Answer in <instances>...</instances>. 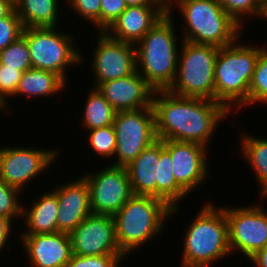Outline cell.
Masks as SVG:
<instances>
[{"label":"cell","mask_w":267,"mask_h":267,"mask_svg":"<svg viewBox=\"0 0 267 267\" xmlns=\"http://www.w3.org/2000/svg\"><path fill=\"white\" fill-rule=\"evenodd\" d=\"M157 139L194 142L208 148L211 136L230 112L219 102L197 97H180L168 90L154 92Z\"/></svg>","instance_id":"cell-1"},{"label":"cell","mask_w":267,"mask_h":267,"mask_svg":"<svg viewBox=\"0 0 267 267\" xmlns=\"http://www.w3.org/2000/svg\"><path fill=\"white\" fill-rule=\"evenodd\" d=\"M172 16L162 17L135 46L137 72L155 91L168 90L177 73L180 49Z\"/></svg>","instance_id":"cell-2"},{"label":"cell","mask_w":267,"mask_h":267,"mask_svg":"<svg viewBox=\"0 0 267 267\" xmlns=\"http://www.w3.org/2000/svg\"><path fill=\"white\" fill-rule=\"evenodd\" d=\"M238 41L219 48L215 64L214 101L229 112L234 107L249 105V86L264 48L238 44Z\"/></svg>","instance_id":"cell-3"},{"label":"cell","mask_w":267,"mask_h":267,"mask_svg":"<svg viewBox=\"0 0 267 267\" xmlns=\"http://www.w3.org/2000/svg\"><path fill=\"white\" fill-rule=\"evenodd\" d=\"M216 207L206 202L186 228L181 267H209L231 254L225 210Z\"/></svg>","instance_id":"cell-4"},{"label":"cell","mask_w":267,"mask_h":267,"mask_svg":"<svg viewBox=\"0 0 267 267\" xmlns=\"http://www.w3.org/2000/svg\"><path fill=\"white\" fill-rule=\"evenodd\" d=\"M172 208L153 196L132 195L113 216L116 240L120 251L128 257L133 250L151 241L163 230L170 219Z\"/></svg>","instance_id":"cell-5"},{"label":"cell","mask_w":267,"mask_h":267,"mask_svg":"<svg viewBox=\"0 0 267 267\" xmlns=\"http://www.w3.org/2000/svg\"><path fill=\"white\" fill-rule=\"evenodd\" d=\"M175 3L185 20L183 40L221 48L240 39L243 28L217 0H176Z\"/></svg>","instance_id":"cell-6"},{"label":"cell","mask_w":267,"mask_h":267,"mask_svg":"<svg viewBox=\"0 0 267 267\" xmlns=\"http://www.w3.org/2000/svg\"><path fill=\"white\" fill-rule=\"evenodd\" d=\"M177 73L168 91L180 97L214 101L215 64L219 48L183 40Z\"/></svg>","instance_id":"cell-7"},{"label":"cell","mask_w":267,"mask_h":267,"mask_svg":"<svg viewBox=\"0 0 267 267\" xmlns=\"http://www.w3.org/2000/svg\"><path fill=\"white\" fill-rule=\"evenodd\" d=\"M22 36L29 48L32 67L54 72L65 82L68 81L66 67L84 62L70 33L59 32L55 27H25Z\"/></svg>","instance_id":"cell-8"},{"label":"cell","mask_w":267,"mask_h":267,"mask_svg":"<svg viewBox=\"0 0 267 267\" xmlns=\"http://www.w3.org/2000/svg\"><path fill=\"white\" fill-rule=\"evenodd\" d=\"M113 126L117 161L112 162V166L126 167L157 140L153 107L116 112Z\"/></svg>","instance_id":"cell-9"},{"label":"cell","mask_w":267,"mask_h":267,"mask_svg":"<svg viewBox=\"0 0 267 267\" xmlns=\"http://www.w3.org/2000/svg\"><path fill=\"white\" fill-rule=\"evenodd\" d=\"M256 205L223 207L230 251L234 253L238 250L247 258L267 246V211Z\"/></svg>","instance_id":"cell-10"},{"label":"cell","mask_w":267,"mask_h":267,"mask_svg":"<svg viewBox=\"0 0 267 267\" xmlns=\"http://www.w3.org/2000/svg\"><path fill=\"white\" fill-rule=\"evenodd\" d=\"M89 173L83 178L90 189L92 213L114 216L133 195L126 168L110 165Z\"/></svg>","instance_id":"cell-11"},{"label":"cell","mask_w":267,"mask_h":267,"mask_svg":"<svg viewBox=\"0 0 267 267\" xmlns=\"http://www.w3.org/2000/svg\"><path fill=\"white\" fill-rule=\"evenodd\" d=\"M58 150L24 147L0 148V179L8 185L23 190L44 170L56 162Z\"/></svg>","instance_id":"cell-12"},{"label":"cell","mask_w":267,"mask_h":267,"mask_svg":"<svg viewBox=\"0 0 267 267\" xmlns=\"http://www.w3.org/2000/svg\"><path fill=\"white\" fill-rule=\"evenodd\" d=\"M98 33L97 46L93 49L94 60L91 59L95 88L101 83L126 77L137 70L134 44L115 40L106 32Z\"/></svg>","instance_id":"cell-13"},{"label":"cell","mask_w":267,"mask_h":267,"mask_svg":"<svg viewBox=\"0 0 267 267\" xmlns=\"http://www.w3.org/2000/svg\"><path fill=\"white\" fill-rule=\"evenodd\" d=\"M72 253L78 256L123 254L111 215L90 214L71 233Z\"/></svg>","instance_id":"cell-14"},{"label":"cell","mask_w":267,"mask_h":267,"mask_svg":"<svg viewBox=\"0 0 267 267\" xmlns=\"http://www.w3.org/2000/svg\"><path fill=\"white\" fill-rule=\"evenodd\" d=\"M163 144L171 156L176 183L187 194L203 185L209 176L208 148L194 142L175 140H163Z\"/></svg>","instance_id":"cell-15"},{"label":"cell","mask_w":267,"mask_h":267,"mask_svg":"<svg viewBox=\"0 0 267 267\" xmlns=\"http://www.w3.org/2000/svg\"><path fill=\"white\" fill-rule=\"evenodd\" d=\"M97 89L116 112L152 107L155 90L137 72L101 83Z\"/></svg>","instance_id":"cell-16"},{"label":"cell","mask_w":267,"mask_h":267,"mask_svg":"<svg viewBox=\"0 0 267 267\" xmlns=\"http://www.w3.org/2000/svg\"><path fill=\"white\" fill-rule=\"evenodd\" d=\"M53 192L57 195L58 200V232L70 234L92 214L88 184L81 176L71 183L57 185Z\"/></svg>","instance_id":"cell-17"},{"label":"cell","mask_w":267,"mask_h":267,"mask_svg":"<svg viewBox=\"0 0 267 267\" xmlns=\"http://www.w3.org/2000/svg\"><path fill=\"white\" fill-rule=\"evenodd\" d=\"M20 238L33 267H65L73 255L67 233L22 234Z\"/></svg>","instance_id":"cell-18"},{"label":"cell","mask_w":267,"mask_h":267,"mask_svg":"<svg viewBox=\"0 0 267 267\" xmlns=\"http://www.w3.org/2000/svg\"><path fill=\"white\" fill-rule=\"evenodd\" d=\"M166 14L158 5L128 6L106 33L115 40L136 45Z\"/></svg>","instance_id":"cell-19"},{"label":"cell","mask_w":267,"mask_h":267,"mask_svg":"<svg viewBox=\"0 0 267 267\" xmlns=\"http://www.w3.org/2000/svg\"><path fill=\"white\" fill-rule=\"evenodd\" d=\"M159 160L160 139H157L125 167L133 195L156 197V182H160Z\"/></svg>","instance_id":"cell-20"},{"label":"cell","mask_w":267,"mask_h":267,"mask_svg":"<svg viewBox=\"0 0 267 267\" xmlns=\"http://www.w3.org/2000/svg\"><path fill=\"white\" fill-rule=\"evenodd\" d=\"M23 207L22 216L26 230L22 234H49L58 232L57 195L53 191H47L36 200H32L31 208Z\"/></svg>","instance_id":"cell-21"},{"label":"cell","mask_w":267,"mask_h":267,"mask_svg":"<svg viewBox=\"0 0 267 267\" xmlns=\"http://www.w3.org/2000/svg\"><path fill=\"white\" fill-rule=\"evenodd\" d=\"M66 82L56 73L37 68H31L22 73L14 96L47 97L56 95L66 87Z\"/></svg>","instance_id":"cell-22"},{"label":"cell","mask_w":267,"mask_h":267,"mask_svg":"<svg viewBox=\"0 0 267 267\" xmlns=\"http://www.w3.org/2000/svg\"><path fill=\"white\" fill-rule=\"evenodd\" d=\"M58 0H20L15 11L21 19L23 27H55L58 26Z\"/></svg>","instance_id":"cell-23"},{"label":"cell","mask_w":267,"mask_h":267,"mask_svg":"<svg viewBox=\"0 0 267 267\" xmlns=\"http://www.w3.org/2000/svg\"><path fill=\"white\" fill-rule=\"evenodd\" d=\"M160 182H156V197L165 201L172 213H179L178 204L187 194L175 180L173 164L169 152L164 148L163 140H160Z\"/></svg>","instance_id":"cell-24"},{"label":"cell","mask_w":267,"mask_h":267,"mask_svg":"<svg viewBox=\"0 0 267 267\" xmlns=\"http://www.w3.org/2000/svg\"><path fill=\"white\" fill-rule=\"evenodd\" d=\"M242 134L240 142L242 157L253 169L261 186L259 189V195H261L259 197L265 198L267 197V139Z\"/></svg>","instance_id":"cell-25"},{"label":"cell","mask_w":267,"mask_h":267,"mask_svg":"<svg viewBox=\"0 0 267 267\" xmlns=\"http://www.w3.org/2000/svg\"><path fill=\"white\" fill-rule=\"evenodd\" d=\"M88 94L81 124L85 126L86 132L94 128L113 125L116 111L103 94L95 87Z\"/></svg>","instance_id":"cell-26"},{"label":"cell","mask_w":267,"mask_h":267,"mask_svg":"<svg viewBox=\"0 0 267 267\" xmlns=\"http://www.w3.org/2000/svg\"><path fill=\"white\" fill-rule=\"evenodd\" d=\"M0 64L24 72L32 68L31 56L26 39L20 36L0 51Z\"/></svg>","instance_id":"cell-27"},{"label":"cell","mask_w":267,"mask_h":267,"mask_svg":"<svg viewBox=\"0 0 267 267\" xmlns=\"http://www.w3.org/2000/svg\"><path fill=\"white\" fill-rule=\"evenodd\" d=\"M228 15L243 28L245 16L264 17V0H217ZM244 17V18H242Z\"/></svg>","instance_id":"cell-28"},{"label":"cell","mask_w":267,"mask_h":267,"mask_svg":"<svg viewBox=\"0 0 267 267\" xmlns=\"http://www.w3.org/2000/svg\"><path fill=\"white\" fill-rule=\"evenodd\" d=\"M267 104V48L264 47L257 60L249 86V105Z\"/></svg>","instance_id":"cell-29"},{"label":"cell","mask_w":267,"mask_h":267,"mask_svg":"<svg viewBox=\"0 0 267 267\" xmlns=\"http://www.w3.org/2000/svg\"><path fill=\"white\" fill-rule=\"evenodd\" d=\"M89 146L104 158H114L116 149V133L113 125L87 130Z\"/></svg>","instance_id":"cell-30"},{"label":"cell","mask_w":267,"mask_h":267,"mask_svg":"<svg viewBox=\"0 0 267 267\" xmlns=\"http://www.w3.org/2000/svg\"><path fill=\"white\" fill-rule=\"evenodd\" d=\"M22 71L17 68L7 67L0 64V111L7 113L10 110L7 97H14L22 76ZM5 111V112H4Z\"/></svg>","instance_id":"cell-31"},{"label":"cell","mask_w":267,"mask_h":267,"mask_svg":"<svg viewBox=\"0 0 267 267\" xmlns=\"http://www.w3.org/2000/svg\"><path fill=\"white\" fill-rule=\"evenodd\" d=\"M21 191L12 187L0 179V217L9 219H19L22 217L23 206L18 202Z\"/></svg>","instance_id":"cell-32"},{"label":"cell","mask_w":267,"mask_h":267,"mask_svg":"<svg viewBox=\"0 0 267 267\" xmlns=\"http://www.w3.org/2000/svg\"><path fill=\"white\" fill-rule=\"evenodd\" d=\"M126 258L124 254L96 256H78L73 254L65 267H121L122 261H125Z\"/></svg>","instance_id":"cell-33"},{"label":"cell","mask_w":267,"mask_h":267,"mask_svg":"<svg viewBox=\"0 0 267 267\" xmlns=\"http://www.w3.org/2000/svg\"><path fill=\"white\" fill-rule=\"evenodd\" d=\"M23 25L14 10L8 17L0 19V51L22 36Z\"/></svg>","instance_id":"cell-34"},{"label":"cell","mask_w":267,"mask_h":267,"mask_svg":"<svg viewBox=\"0 0 267 267\" xmlns=\"http://www.w3.org/2000/svg\"><path fill=\"white\" fill-rule=\"evenodd\" d=\"M70 4L75 13L80 15L91 24L98 28L97 33L100 32V10L101 0H66Z\"/></svg>","instance_id":"cell-35"},{"label":"cell","mask_w":267,"mask_h":267,"mask_svg":"<svg viewBox=\"0 0 267 267\" xmlns=\"http://www.w3.org/2000/svg\"><path fill=\"white\" fill-rule=\"evenodd\" d=\"M127 7L125 0H101L100 32H106Z\"/></svg>","instance_id":"cell-36"},{"label":"cell","mask_w":267,"mask_h":267,"mask_svg":"<svg viewBox=\"0 0 267 267\" xmlns=\"http://www.w3.org/2000/svg\"><path fill=\"white\" fill-rule=\"evenodd\" d=\"M12 224L13 223L9 219L0 217V253L5 245L9 243V236L12 231L11 227L13 226Z\"/></svg>","instance_id":"cell-37"},{"label":"cell","mask_w":267,"mask_h":267,"mask_svg":"<svg viewBox=\"0 0 267 267\" xmlns=\"http://www.w3.org/2000/svg\"><path fill=\"white\" fill-rule=\"evenodd\" d=\"M248 260L252 261L256 267H267V246L257 250Z\"/></svg>","instance_id":"cell-38"},{"label":"cell","mask_w":267,"mask_h":267,"mask_svg":"<svg viewBox=\"0 0 267 267\" xmlns=\"http://www.w3.org/2000/svg\"><path fill=\"white\" fill-rule=\"evenodd\" d=\"M15 10V5H13L8 0H0V19L8 17Z\"/></svg>","instance_id":"cell-39"},{"label":"cell","mask_w":267,"mask_h":267,"mask_svg":"<svg viewBox=\"0 0 267 267\" xmlns=\"http://www.w3.org/2000/svg\"><path fill=\"white\" fill-rule=\"evenodd\" d=\"M150 1L158 5L166 13H173L172 12L173 8L171 6L174 7L175 4L174 2H176V0H150Z\"/></svg>","instance_id":"cell-40"},{"label":"cell","mask_w":267,"mask_h":267,"mask_svg":"<svg viewBox=\"0 0 267 267\" xmlns=\"http://www.w3.org/2000/svg\"><path fill=\"white\" fill-rule=\"evenodd\" d=\"M127 6L156 5L150 0H125Z\"/></svg>","instance_id":"cell-41"},{"label":"cell","mask_w":267,"mask_h":267,"mask_svg":"<svg viewBox=\"0 0 267 267\" xmlns=\"http://www.w3.org/2000/svg\"><path fill=\"white\" fill-rule=\"evenodd\" d=\"M265 1V12H264V19L267 20V0H264Z\"/></svg>","instance_id":"cell-42"},{"label":"cell","mask_w":267,"mask_h":267,"mask_svg":"<svg viewBox=\"0 0 267 267\" xmlns=\"http://www.w3.org/2000/svg\"><path fill=\"white\" fill-rule=\"evenodd\" d=\"M10 1L13 5H16L20 0H8Z\"/></svg>","instance_id":"cell-43"}]
</instances>
